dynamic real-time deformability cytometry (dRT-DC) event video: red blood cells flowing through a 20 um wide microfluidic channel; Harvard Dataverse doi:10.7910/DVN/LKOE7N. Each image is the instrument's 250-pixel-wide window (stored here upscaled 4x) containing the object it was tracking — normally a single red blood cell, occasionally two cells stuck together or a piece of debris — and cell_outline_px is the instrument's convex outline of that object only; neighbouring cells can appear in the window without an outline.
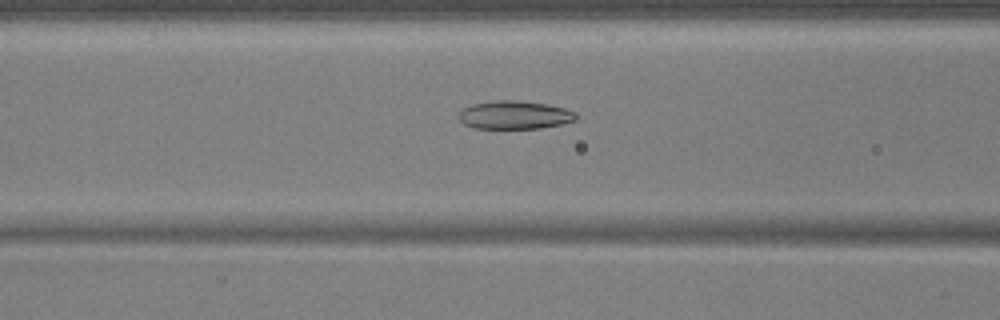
{"species": "common noctule bat (a hibernating species)", "species_latin": "Nyctalus noctula", "temperature_condition": "warm", "stored_images_in_passage": 48, "camera_frame_rate_fps": 3000, "um_per_image_px": 0.085, "animal": {"sex": "male", "body_mass_g": 17.9, "forearm_length_mm": 54.2}, "frame": {"image": 1, "passage_image": 16, "time_ms": 5.0, "image_size_px": [1000, 320], "cell_outline_px": [[576, 120], [560, 124], [540, 128], [472, 128], [464, 124], [460, 120], [460, 112], [464, 108], [472, 104], [496, 100], [512, 100], [548, 104], [564, 108], [576, 112]], "centroid_in_image_um": [43.74, 9.77], "position_along_channel_um": 122.9, "area_um2": 19.13}}
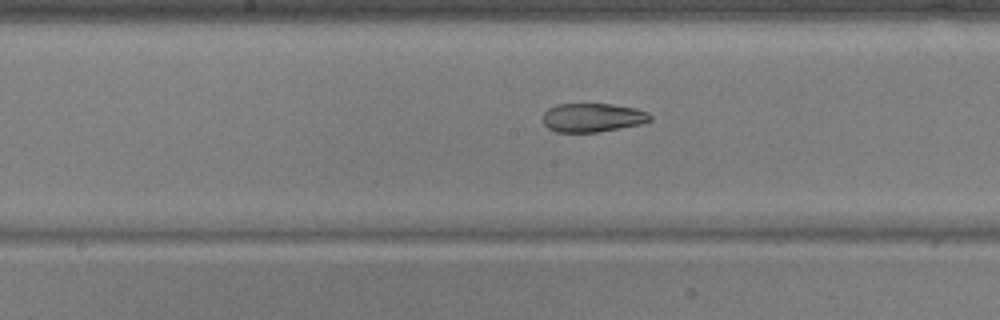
{"frame": {"image": 2, "passage_image": 22, "time_ms": 7.0, "image_size_px": [1000, 320], "cell_outline_px": [[652, 120], [640, 124], [596, 132], [556, 132], [548, 128], [544, 124], [544, 112], [548, 108], [556, 104], [612, 104], [636, 108], [648, 112], [652, 116]], "centroid_in_image_um": [50.37, 9.98], "position_along_channel_um": 197.8, "area_um2": 17.98}}
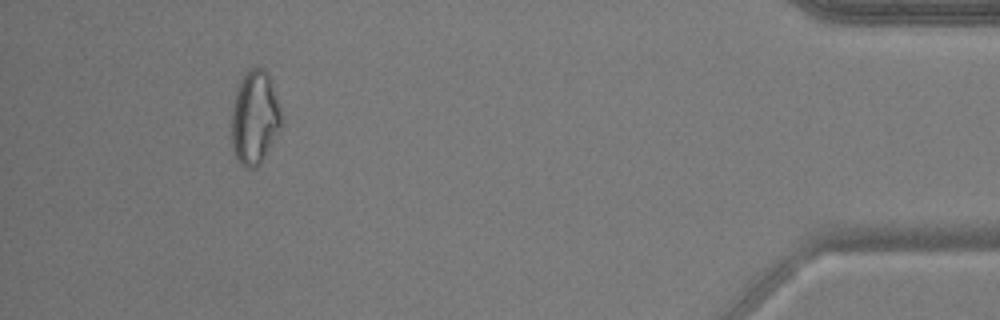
{"frame": {"image": 3, "passage_image": 44, "time_ms": 14.333, "image_size_px": [1000, 320], "cell_outline_px": [[284, 116], [280, 128], [260, 164], [256, 168], [244, 168], [240, 164], [236, 156], [232, 144], [232, 108], [236, 84], [248, 68], [264, 68], [272, 80]], "centroid_in_image_um": [21.66, 9.95], "position_along_channel_um": 413.5, "area_um2": 27.74}, "authors_computed_cell_mechanics": {"area_um2": 21.5594, "velocity_mm_per_s": 3.7379, "shape_relaxation_time_tau1_ms": null, "shape_relaxation_time_tau2_ms": 2.9658, "deformation_change_tau1": null, "deformation_change_tau2": 0.0861}}